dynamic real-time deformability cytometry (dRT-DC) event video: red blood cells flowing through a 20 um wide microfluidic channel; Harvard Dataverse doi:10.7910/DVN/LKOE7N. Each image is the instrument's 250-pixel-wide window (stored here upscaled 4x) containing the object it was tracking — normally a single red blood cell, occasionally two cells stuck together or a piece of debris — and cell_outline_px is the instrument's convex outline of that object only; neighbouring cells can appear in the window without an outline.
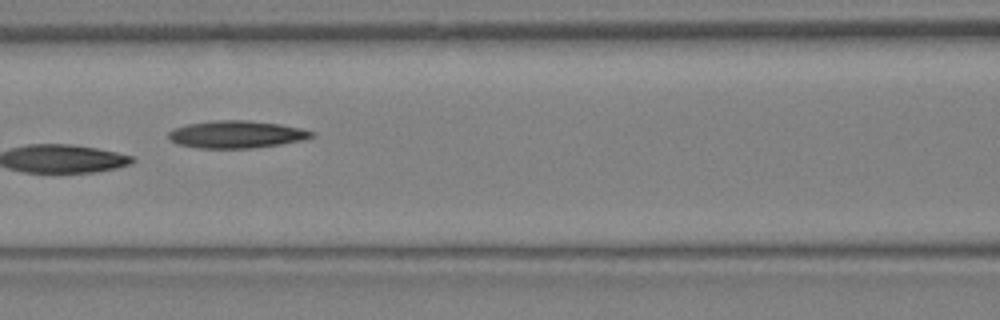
{"species": "Egyptian fruit bat (a non-hibernating species)", "species_latin": "Rousettus aegyptiacus", "temperature_condition": "warm", "stored_images_in_passage": 29, "camera_frame_rate_fps": 3000, "um_per_image_px": 0.085, "animal": {"sex": "female"}, "frame": {"image": 1, "passage_image": 13, "time_ms": 4.0, "image_size_px": [1000, 320], "cell_outline_px": [[316, 136], [300, 140], [280, 144], [252, 148], [200, 148], [176, 144], [168, 136], [168, 132], [172, 128], [188, 124], [216, 120], [248, 120], [280, 124], [300, 128], [316, 132]], "centroid_in_image_um": [20.09, 11.42], "position_along_channel_um": 146.5, "area_um2": 22.83}}